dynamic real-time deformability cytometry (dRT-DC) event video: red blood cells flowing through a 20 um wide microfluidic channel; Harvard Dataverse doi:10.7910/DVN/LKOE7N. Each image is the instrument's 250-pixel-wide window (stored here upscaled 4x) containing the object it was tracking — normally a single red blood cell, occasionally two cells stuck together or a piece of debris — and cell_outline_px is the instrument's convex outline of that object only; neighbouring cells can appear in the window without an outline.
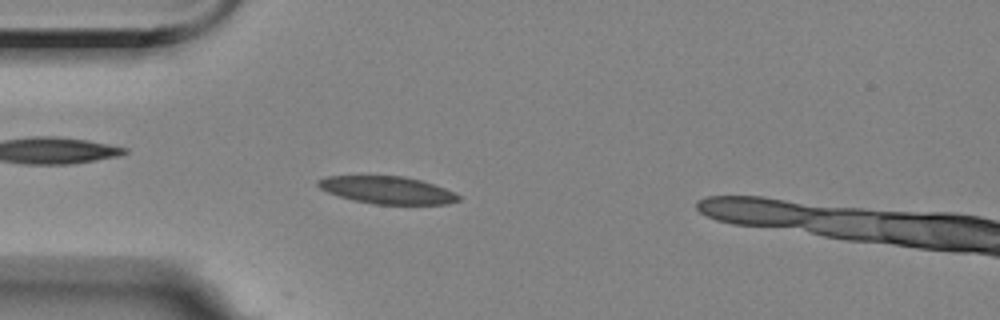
{"species": "Egyptian fruit bat (a non-hibernating species)", "species_latin": "Rousettus aegyptiacus", "temperature_condition": "room temperature", "stored_images_in_passage": 51, "camera_frame_rate_fps": 3000, "um_per_image_px": 0.085, "animal": {"sex": "female"}, "frame": {"image": 1, "passage_image": 15, "time_ms": 4.667, "image_size_px": [1000, 320], "cell_outline_px": [[460, 200], [448, 204], [376, 204], [352, 200], [328, 192], [320, 188], [316, 184], [316, 180], [328, 176], [404, 176], [420, 180], [444, 188], [460, 196]], "centroid_in_image_um": [32.9, 16.15], "position_along_channel_um": 52.1, "area_um2": 22.25}}
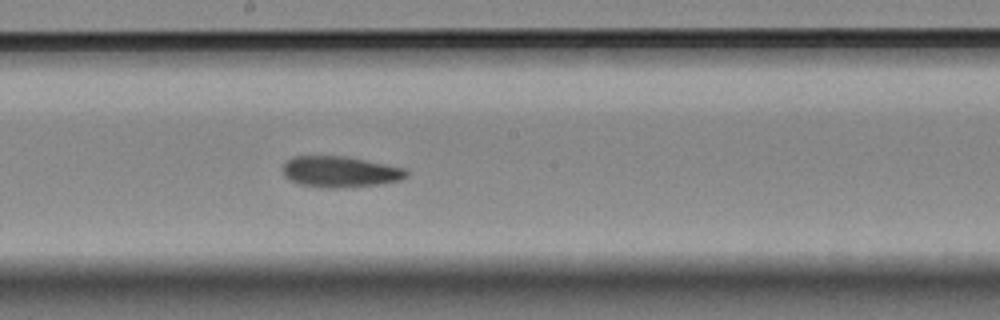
{"frame": {"image": 2, "passage_image": 30, "time_ms": 9.667, "image_size_px": [1000, 320], "cell_outline_px": [[408, 176], [400, 180], [380, 184], [344, 188], [320, 188], [300, 184], [284, 176], [284, 160], [292, 156], [344, 156], [404, 168], [408, 172]], "centroid_in_image_um": [28.89, 14.61], "position_along_channel_um": 219.3, "area_um2": 22.37}}
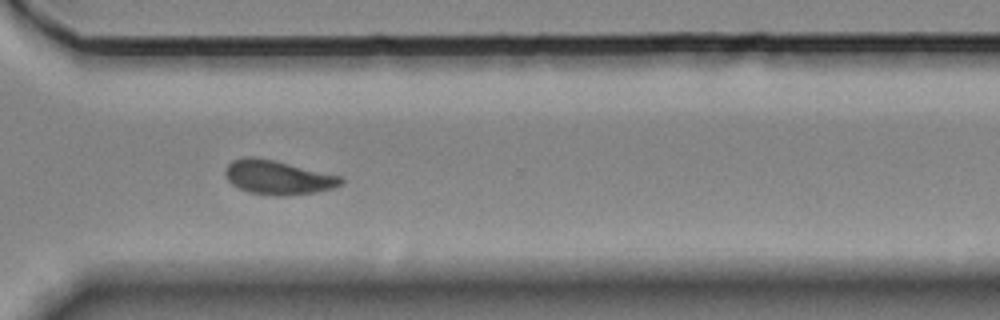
{"frame": {"image": 3, "passage_image": 41, "time_ms": 13.333, "image_size_px": [1000, 320], "cell_outline_px": [[344, 180], [340, 184], [332, 188], [316, 192], [280, 196], [276, 196], [248, 192], [232, 184], [228, 180], [224, 172], [224, 168], [232, 160], [244, 156], [252, 156], [272, 160], [340, 176]], "centroid_in_image_um": [23.56, 15.07], "position_along_channel_um": 347.0, "area_um2": 22.72}}